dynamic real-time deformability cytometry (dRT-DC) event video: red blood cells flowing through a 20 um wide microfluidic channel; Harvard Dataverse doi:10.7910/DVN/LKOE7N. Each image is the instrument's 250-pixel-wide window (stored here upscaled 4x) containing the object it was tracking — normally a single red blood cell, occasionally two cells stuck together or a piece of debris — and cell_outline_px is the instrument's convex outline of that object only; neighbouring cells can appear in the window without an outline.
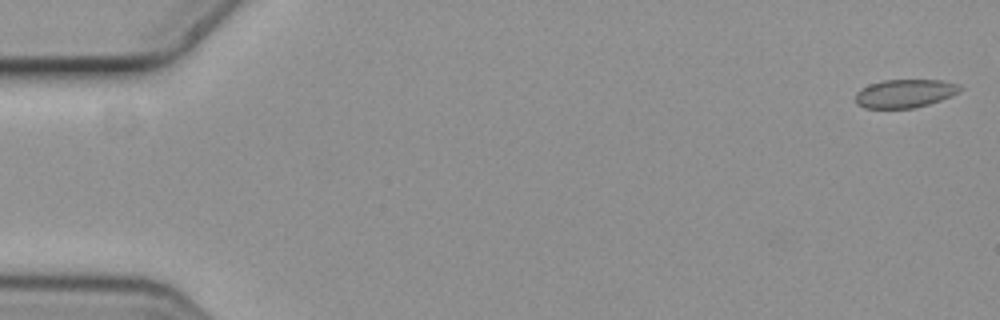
{"species": "common noctule bat (a hibernating species)", "species_latin": "Nyctalus noctula", "temperature_condition": "cold", "stored_images_in_passage": 6, "camera_frame_rate_fps": 3000, "um_per_image_px": 0.085, "animal": {"sex": "female", "body_mass_g": 19.3, "forearm_length_mm": 54.1}, "frame": {"image": 1, "passage_image": 1, "time_ms": 0.0, "image_size_px": [1000, 320], "cell_outline_px": [[964, 88], [960, 92], [952, 96], [916, 108], [864, 108], [856, 104], [856, 92], [860, 88], [868, 84], [884, 80], [944, 80], [960, 84]], "centroid_in_image_um": [76.94, 7.94], "position_along_channel_um": 8.1, "area_um2": 17.57}}